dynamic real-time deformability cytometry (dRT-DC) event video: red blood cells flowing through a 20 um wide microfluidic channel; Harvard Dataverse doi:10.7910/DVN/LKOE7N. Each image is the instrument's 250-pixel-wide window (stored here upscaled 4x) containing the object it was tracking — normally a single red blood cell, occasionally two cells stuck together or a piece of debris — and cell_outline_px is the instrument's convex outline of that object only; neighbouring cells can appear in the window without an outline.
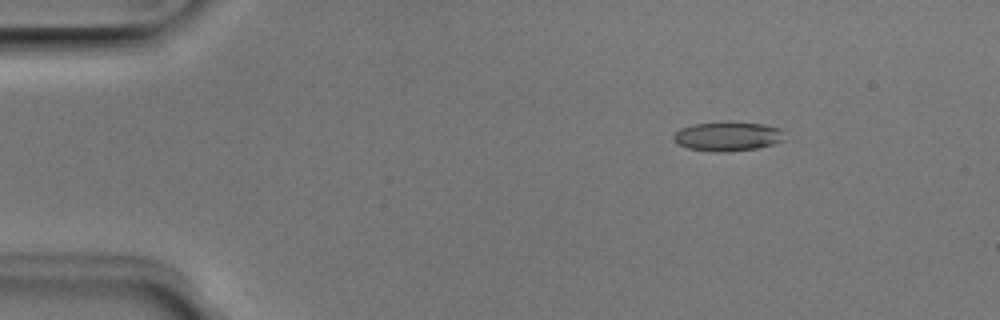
{"species": "Egyptian fruit bat (a non-hibernating species)", "species_latin": "Rousettus aegyptiacus", "temperature_condition": "room temperature", "stored_images_in_passage": 5, "camera_frame_rate_fps": 3000, "um_per_image_px": 0.085, "animal": {"sex": "male"}, "frame": {"image": 1, "passage_image": 3, "time_ms": 0.667, "image_size_px": [1000, 320], "cell_outline_px": [[784, 140], [772, 144], [756, 148], [728, 152], [712, 152], [688, 148], [672, 140], [672, 136], [680, 128], [692, 124], [728, 120], [732, 120], [764, 124], [780, 128]], "centroid_in_image_um": [61.82, 11.56], "position_along_channel_um": 23.2, "area_um2": 19.36}}